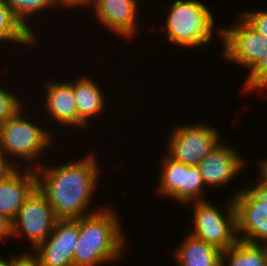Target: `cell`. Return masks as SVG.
<instances>
[{
  "label": "cell",
  "instance_id": "1",
  "mask_svg": "<svg viewBox=\"0 0 267 266\" xmlns=\"http://www.w3.org/2000/svg\"><path fill=\"white\" fill-rule=\"evenodd\" d=\"M101 169L93 150L73 162L42 163L36 168L38 188L47 196L58 220L79 219L100 210L90 204L98 190Z\"/></svg>",
  "mask_w": 267,
  "mask_h": 266
},
{
  "label": "cell",
  "instance_id": "2",
  "mask_svg": "<svg viewBox=\"0 0 267 266\" xmlns=\"http://www.w3.org/2000/svg\"><path fill=\"white\" fill-rule=\"evenodd\" d=\"M113 207L79 218V239L74 250V266H102L122 261L127 239Z\"/></svg>",
  "mask_w": 267,
  "mask_h": 266
},
{
  "label": "cell",
  "instance_id": "3",
  "mask_svg": "<svg viewBox=\"0 0 267 266\" xmlns=\"http://www.w3.org/2000/svg\"><path fill=\"white\" fill-rule=\"evenodd\" d=\"M24 108H21L11 119L0 124V146L5 158L14 168H19L25 163V168L28 166L36 169L41 165L39 161L41 154L44 155V151H48L53 145L54 134L44 128L46 126L34 123L33 118H27Z\"/></svg>",
  "mask_w": 267,
  "mask_h": 266
},
{
  "label": "cell",
  "instance_id": "4",
  "mask_svg": "<svg viewBox=\"0 0 267 266\" xmlns=\"http://www.w3.org/2000/svg\"><path fill=\"white\" fill-rule=\"evenodd\" d=\"M167 9L166 23L162 25L170 44L195 48L213 40L215 18L209 6L200 0H175Z\"/></svg>",
  "mask_w": 267,
  "mask_h": 266
},
{
  "label": "cell",
  "instance_id": "5",
  "mask_svg": "<svg viewBox=\"0 0 267 266\" xmlns=\"http://www.w3.org/2000/svg\"><path fill=\"white\" fill-rule=\"evenodd\" d=\"M223 210L211 201H197L193 205V227L187 233L219 248L221 251L233 246L237 236L236 211L233 198L225 200ZM225 211V214L222 213Z\"/></svg>",
  "mask_w": 267,
  "mask_h": 266
},
{
  "label": "cell",
  "instance_id": "6",
  "mask_svg": "<svg viewBox=\"0 0 267 266\" xmlns=\"http://www.w3.org/2000/svg\"><path fill=\"white\" fill-rule=\"evenodd\" d=\"M233 26L214 29L223 50L221 56L227 63L234 62L246 68L248 74L267 56V38H264L240 14Z\"/></svg>",
  "mask_w": 267,
  "mask_h": 266
},
{
  "label": "cell",
  "instance_id": "7",
  "mask_svg": "<svg viewBox=\"0 0 267 266\" xmlns=\"http://www.w3.org/2000/svg\"><path fill=\"white\" fill-rule=\"evenodd\" d=\"M171 129L166 146L167 155L186 165H198L222 141L219 129L203 122L185 123Z\"/></svg>",
  "mask_w": 267,
  "mask_h": 266
},
{
  "label": "cell",
  "instance_id": "8",
  "mask_svg": "<svg viewBox=\"0 0 267 266\" xmlns=\"http://www.w3.org/2000/svg\"><path fill=\"white\" fill-rule=\"evenodd\" d=\"M162 159L156 188L158 196L168 197L182 205L206 200L204 193L207 189L197 165L176 162L167 154Z\"/></svg>",
  "mask_w": 267,
  "mask_h": 266
},
{
  "label": "cell",
  "instance_id": "9",
  "mask_svg": "<svg viewBox=\"0 0 267 266\" xmlns=\"http://www.w3.org/2000/svg\"><path fill=\"white\" fill-rule=\"evenodd\" d=\"M57 220L47 196L37 187L12 222V238L25 236L35 249L52 233Z\"/></svg>",
  "mask_w": 267,
  "mask_h": 266
},
{
  "label": "cell",
  "instance_id": "10",
  "mask_svg": "<svg viewBox=\"0 0 267 266\" xmlns=\"http://www.w3.org/2000/svg\"><path fill=\"white\" fill-rule=\"evenodd\" d=\"M79 219L57 220L54 230L34 250L39 266H74Z\"/></svg>",
  "mask_w": 267,
  "mask_h": 266
},
{
  "label": "cell",
  "instance_id": "11",
  "mask_svg": "<svg viewBox=\"0 0 267 266\" xmlns=\"http://www.w3.org/2000/svg\"><path fill=\"white\" fill-rule=\"evenodd\" d=\"M240 155L224 140L219 142L197 165L205 187L217 190L232 182L247 166Z\"/></svg>",
  "mask_w": 267,
  "mask_h": 266
},
{
  "label": "cell",
  "instance_id": "12",
  "mask_svg": "<svg viewBox=\"0 0 267 266\" xmlns=\"http://www.w3.org/2000/svg\"><path fill=\"white\" fill-rule=\"evenodd\" d=\"M232 195L241 241L267 244V204L257 200L245 187Z\"/></svg>",
  "mask_w": 267,
  "mask_h": 266
},
{
  "label": "cell",
  "instance_id": "13",
  "mask_svg": "<svg viewBox=\"0 0 267 266\" xmlns=\"http://www.w3.org/2000/svg\"><path fill=\"white\" fill-rule=\"evenodd\" d=\"M138 0H93L91 11H94L99 23L115 35L133 40L139 33Z\"/></svg>",
  "mask_w": 267,
  "mask_h": 266
},
{
  "label": "cell",
  "instance_id": "14",
  "mask_svg": "<svg viewBox=\"0 0 267 266\" xmlns=\"http://www.w3.org/2000/svg\"><path fill=\"white\" fill-rule=\"evenodd\" d=\"M38 187L36 169L13 168L0 178V213L12 222L31 193Z\"/></svg>",
  "mask_w": 267,
  "mask_h": 266
},
{
  "label": "cell",
  "instance_id": "15",
  "mask_svg": "<svg viewBox=\"0 0 267 266\" xmlns=\"http://www.w3.org/2000/svg\"><path fill=\"white\" fill-rule=\"evenodd\" d=\"M52 80V81H51ZM45 113L62 126L78 129V110L73 94V87L67 80L59 82L54 79L45 81ZM74 126V127H73Z\"/></svg>",
  "mask_w": 267,
  "mask_h": 266
},
{
  "label": "cell",
  "instance_id": "16",
  "mask_svg": "<svg viewBox=\"0 0 267 266\" xmlns=\"http://www.w3.org/2000/svg\"><path fill=\"white\" fill-rule=\"evenodd\" d=\"M91 76L88 75L71 80L69 83L73 87V94L78 110V129L83 131L91 124L94 117H98L105 109L107 99L101 85H98ZM100 114V115H99ZM90 121V122H89Z\"/></svg>",
  "mask_w": 267,
  "mask_h": 266
},
{
  "label": "cell",
  "instance_id": "17",
  "mask_svg": "<svg viewBox=\"0 0 267 266\" xmlns=\"http://www.w3.org/2000/svg\"><path fill=\"white\" fill-rule=\"evenodd\" d=\"M185 237L170 253L177 266H221L219 248L189 233Z\"/></svg>",
  "mask_w": 267,
  "mask_h": 266
},
{
  "label": "cell",
  "instance_id": "18",
  "mask_svg": "<svg viewBox=\"0 0 267 266\" xmlns=\"http://www.w3.org/2000/svg\"><path fill=\"white\" fill-rule=\"evenodd\" d=\"M221 266H267V244L238 240L222 251Z\"/></svg>",
  "mask_w": 267,
  "mask_h": 266
},
{
  "label": "cell",
  "instance_id": "19",
  "mask_svg": "<svg viewBox=\"0 0 267 266\" xmlns=\"http://www.w3.org/2000/svg\"><path fill=\"white\" fill-rule=\"evenodd\" d=\"M37 38L30 33L21 22L14 16L8 6L7 0H0V44H20L23 46H34Z\"/></svg>",
  "mask_w": 267,
  "mask_h": 266
},
{
  "label": "cell",
  "instance_id": "20",
  "mask_svg": "<svg viewBox=\"0 0 267 266\" xmlns=\"http://www.w3.org/2000/svg\"><path fill=\"white\" fill-rule=\"evenodd\" d=\"M8 6L12 10L14 16L21 22V24L30 32L32 33L37 39L36 32L33 30L31 25V21L33 17H37L42 13L50 8H57L55 0H7Z\"/></svg>",
  "mask_w": 267,
  "mask_h": 266
},
{
  "label": "cell",
  "instance_id": "21",
  "mask_svg": "<svg viewBox=\"0 0 267 266\" xmlns=\"http://www.w3.org/2000/svg\"><path fill=\"white\" fill-rule=\"evenodd\" d=\"M7 88L0 86V124L11 119L21 108L24 107L22 97H17Z\"/></svg>",
  "mask_w": 267,
  "mask_h": 266
},
{
  "label": "cell",
  "instance_id": "22",
  "mask_svg": "<svg viewBox=\"0 0 267 266\" xmlns=\"http://www.w3.org/2000/svg\"><path fill=\"white\" fill-rule=\"evenodd\" d=\"M242 88L247 92L267 90V56L248 74Z\"/></svg>",
  "mask_w": 267,
  "mask_h": 266
},
{
  "label": "cell",
  "instance_id": "23",
  "mask_svg": "<svg viewBox=\"0 0 267 266\" xmlns=\"http://www.w3.org/2000/svg\"><path fill=\"white\" fill-rule=\"evenodd\" d=\"M253 28H255L264 38H267V10H248L240 14Z\"/></svg>",
  "mask_w": 267,
  "mask_h": 266
},
{
  "label": "cell",
  "instance_id": "24",
  "mask_svg": "<svg viewBox=\"0 0 267 266\" xmlns=\"http://www.w3.org/2000/svg\"><path fill=\"white\" fill-rule=\"evenodd\" d=\"M245 184V188L260 202L267 204V179L259 172L255 183ZM248 185V186H247Z\"/></svg>",
  "mask_w": 267,
  "mask_h": 266
},
{
  "label": "cell",
  "instance_id": "25",
  "mask_svg": "<svg viewBox=\"0 0 267 266\" xmlns=\"http://www.w3.org/2000/svg\"><path fill=\"white\" fill-rule=\"evenodd\" d=\"M9 266H39L38 260L31 250L9 258Z\"/></svg>",
  "mask_w": 267,
  "mask_h": 266
},
{
  "label": "cell",
  "instance_id": "26",
  "mask_svg": "<svg viewBox=\"0 0 267 266\" xmlns=\"http://www.w3.org/2000/svg\"><path fill=\"white\" fill-rule=\"evenodd\" d=\"M92 2L93 0H55L57 8L61 7V10L62 8H69L71 10L73 8L78 9V7L84 8L85 6L91 8Z\"/></svg>",
  "mask_w": 267,
  "mask_h": 266
},
{
  "label": "cell",
  "instance_id": "27",
  "mask_svg": "<svg viewBox=\"0 0 267 266\" xmlns=\"http://www.w3.org/2000/svg\"><path fill=\"white\" fill-rule=\"evenodd\" d=\"M12 238V221L0 213V241Z\"/></svg>",
  "mask_w": 267,
  "mask_h": 266
},
{
  "label": "cell",
  "instance_id": "28",
  "mask_svg": "<svg viewBox=\"0 0 267 266\" xmlns=\"http://www.w3.org/2000/svg\"><path fill=\"white\" fill-rule=\"evenodd\" d=\"M13 168V165L5 158L0 146V178L6 176Z\"/></svg>",
  "mask_w": 267,
  "mask_h": 266
},
{
  "label": "cell",
  "instance_id": "29",
  "mask_svg": "<svg viewBox=\"0 0 267 266\" xmlns=\"http://www.w3.org/2000/svg\"><path fill=\"white\" fill-rule=\"evenodd\" d=\"M258 167L259 172L267 179V158L260 160Z\"/></svg>",
  "mask_w": 267,
  "mask_h": 266
},
{
  "label": "cell",
  "instance_id": "30",
  "mask_svg": "<svg viewBox=\"0 0 267 266\" xmlns=\"http://www.w3.org/2000/svg\"><path fill=\"white\" fill-rule=\"evenodd\" d=\"M0 266H9V259L8 258H3L0 256Z\"/></svg>",
  "mask_w": 267,
  "mask_h": 266
}]
</instances>
